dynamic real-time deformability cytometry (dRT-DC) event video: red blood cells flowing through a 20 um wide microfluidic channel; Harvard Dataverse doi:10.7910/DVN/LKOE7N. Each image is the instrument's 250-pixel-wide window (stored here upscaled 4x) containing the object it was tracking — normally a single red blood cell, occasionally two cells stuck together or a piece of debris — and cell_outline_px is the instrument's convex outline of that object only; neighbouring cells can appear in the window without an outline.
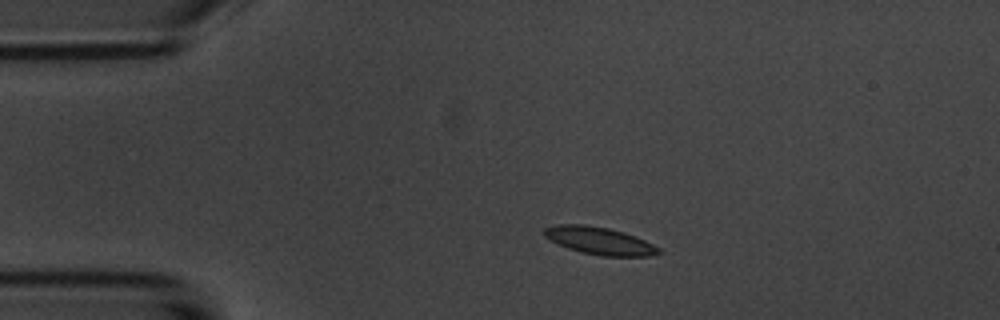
{"species": "common noctule bat (a hibernating species)", "species_latin": "Nyctalus noctula", "temperature_condition": "room temperature", "stored_images_in_passage": 4, "camera_frame_rate_fps": 3000, "um_per_image_px": 0.085, "animal": {"sex": "male", "body_mass_g": 20.1, "forearm_length_mm": 53.5}, "frame": {"image": 1, "passage_image": 1, "time_ms": 0.0, "image_size_px": [1000, 320], "cell_outline_px": [[664, 252], [648, 256], [600, 256], [580, 252], [568, 248], [544, 236], [544, 228], [556, 224], [584, 224], [608, 228], [624, 232], [644, 240], [660, 248]], "centroid_in_image_um": [50.97, 20.47], "position_along_channel_um": 34.0, "area_um2": 18.26}}
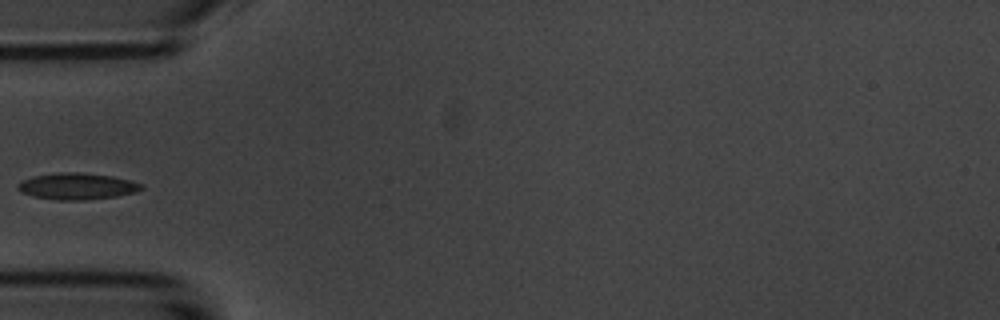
{"frame": {"image": 2, "passage_image": 3, "time_ms": 2.333, "image_size_px": [1000, 320], "cell_outline_px": [[144, 188], [136, 192], [116, 196], [84, 200], [56, 200], [32, 196], [20, 192], [16, 188], [16, 184], [32, 176], [56, 172], [76, 172], [112, 176], [128, 180], [140, 184]], "centroid_in_image_um": [6.48, 15.83], "position_along_channel_um": 78.5, "area_um2": 19.07}}